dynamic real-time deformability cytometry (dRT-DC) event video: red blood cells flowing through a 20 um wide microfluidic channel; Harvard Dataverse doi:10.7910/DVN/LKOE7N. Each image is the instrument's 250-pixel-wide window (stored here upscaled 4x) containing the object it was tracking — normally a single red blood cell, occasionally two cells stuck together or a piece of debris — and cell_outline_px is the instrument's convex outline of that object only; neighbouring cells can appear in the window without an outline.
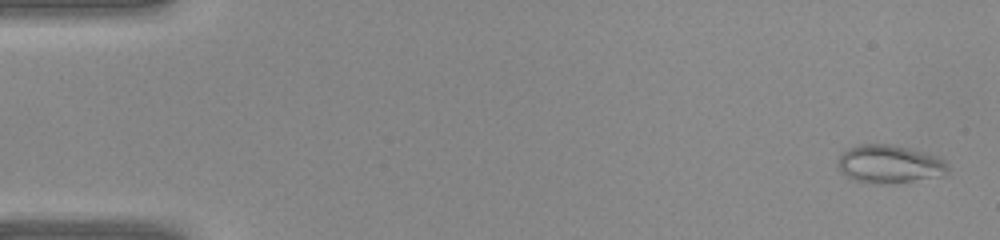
{"species": "common noctule bat (a hibernating species)", "species_latin": "Nyctalus noctula", "temperature_condition": "warm", "stored_images_in_passage": 11, "camera_frame_rate_fps": 3000, "um_per_image_px": 0.085, "animal": {"sex": "female", "body_mass_g": 22.0, "forearm_length_mm": 56.7}, "frame": {"image": 1, "passage_image": 1, "time_ms": 0.0, "image_size_px": [1000, 240], "cell_outline_px": [[948, 172], [944, 176], [888, 184], [872, 184], [852, 180], [840, 172], [836, 168], [840, 156], [848, 148], [860, 144], [892, 144], [924, 152], [936, 156], [944, 160], [948, 164]], "centroid_in_image_um": [75.59, 13.97], "position_along_channel_um": 9.4, "area_um2": 24.8}}